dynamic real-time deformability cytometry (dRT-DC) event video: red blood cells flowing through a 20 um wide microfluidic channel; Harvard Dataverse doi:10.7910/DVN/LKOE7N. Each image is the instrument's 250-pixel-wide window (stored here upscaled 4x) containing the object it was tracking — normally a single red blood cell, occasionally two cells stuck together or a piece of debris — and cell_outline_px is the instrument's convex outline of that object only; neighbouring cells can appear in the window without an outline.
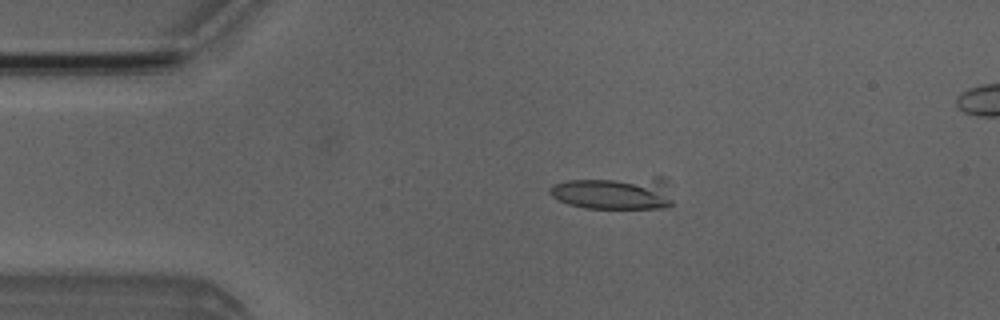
{"species": "Egyptian fruit bat (a non-hibernating species)", "species_latin": "Rousettus aegyptiacus", "temperature_condition": "room temperature", "stored_images_in_passage": 4, "camera_frame_rate_fps": 3000, "um_per_image_px": 0.085, "animal": {"sex": "male"}, "frame": {"image": 1, "passage_image": 1, "time_ms": 0.0, "image_size_px": [1000, 320], "cell_outline_px": [[672, 204], [668, 208], [584, 208], [568, 204], [552, 196], [548, 192], [548, 188], [552, 184], [568, 180], [656, 176], [664, 176], [672, 200]], "centroid_in_image_um": [52.22, 16.38], "position_along_channel_um": 32.8, "area_um2": 24.1}}